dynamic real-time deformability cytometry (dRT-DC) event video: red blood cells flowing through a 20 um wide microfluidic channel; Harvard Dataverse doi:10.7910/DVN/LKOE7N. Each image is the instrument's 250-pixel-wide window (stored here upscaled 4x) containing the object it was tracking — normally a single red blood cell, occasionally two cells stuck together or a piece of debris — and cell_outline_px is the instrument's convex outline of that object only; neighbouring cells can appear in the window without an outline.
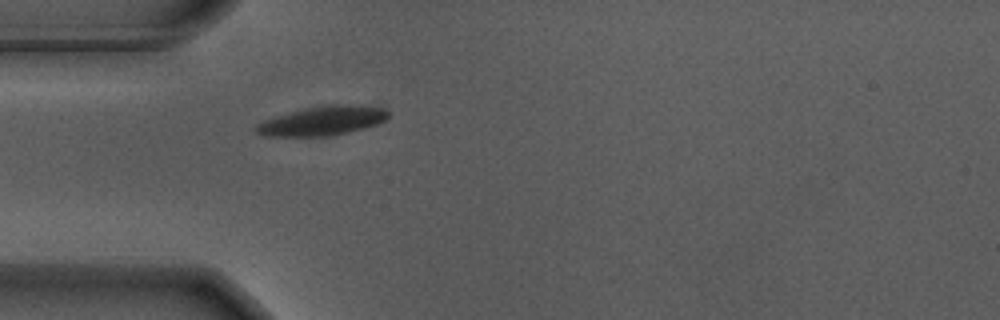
{"species": "Egyptian fruit bat (a non-hibernating species)", "species_latin": "Rousettus aegyptiacus", "temperature_condition": "warm", "stored_images_in_passage": 41, "camera_frame_rate_fps": 3000, "um_per_image_px": 0.085, "animal": {"sex": "male"}, "frame": {"image": 1, "passage_image": 1, "time_ms": 0.0, "image_size_px": [1000, 320], "cell_outline_px": [[388, 116], [384, 120], [376, 124], [364, 128], [348, 132], [328, 136], [264, 136], [256, 132], [252, 128], [256, 124], [264, 120], [276, 116], [308, 108], [332, 104], [380, 104], [388, 112]], "centroid_in_image_um": [27.46, 10.25], "position_along_channel_um": 57.5, "area_um2": 22.66}}
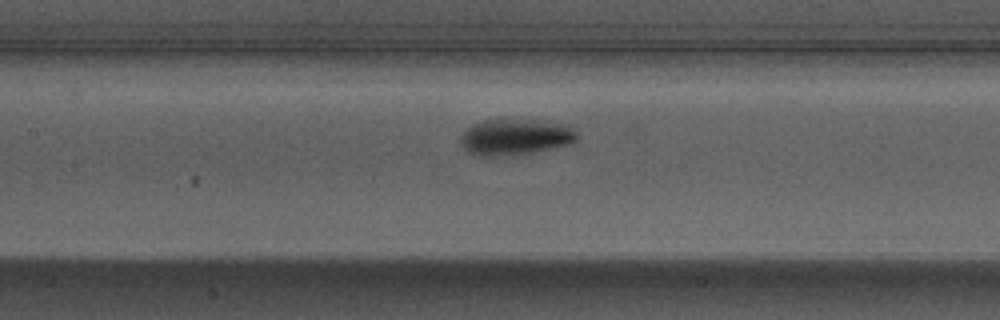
{"frame": {"image": 2, "passage_image": 10, "time_ms": 3.0, "image_size_px": [1000, 320], "cell_outline_px": [[580, 136], [572, 144], [528, 152], [492, 156], [480, 156], [468, 152], [464, 148], [460, 140], [460, 136], [468, 128], [484, 120], [536, 120], [568, 124]], "centroid_in_image_um": [43.84, 11.63], "position_along_channel_um": 163.6, "area_um2": 24.04}}
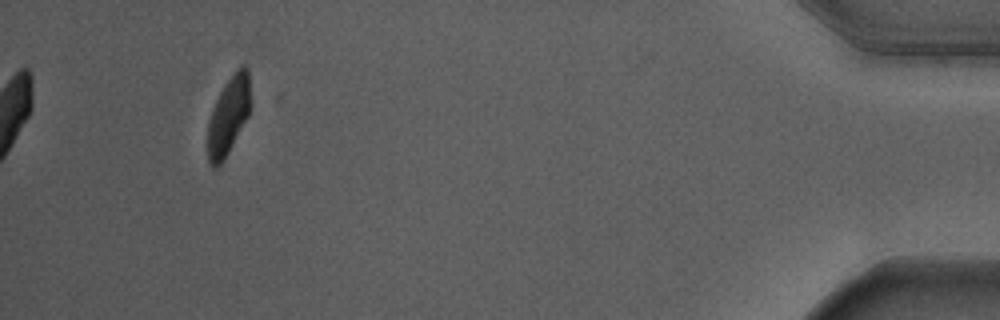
{"frame": {"image": 3, "passage_image": 37, "time_ms": 12.0, "image_size_px": [1000, 320], "cell_outline_px": [[252, 104], [248, 116], [224, 160], [216, 168], [212, 168], [208, 160], [208, 120], [212, 108], [224, 84], [232, 72], [240, 64], [244, 64], [248, 68]], "centroid_in_image_um": [19.45, 9.76], "position_along_channel_um": 415.8, "area_um2": 19.88}, "authors_computed_cell_mechanics": {"area_um2": 22.4842, "velocity_mm_per_s": 3.6414, "shape_relaxation_time_tau1_ms": 2.8422, "shape_relaxation_time_tau2_ms": 1.9611, "deformation_change_tau1": 0.1593, "deformation_change_tau2": 0.0584}}